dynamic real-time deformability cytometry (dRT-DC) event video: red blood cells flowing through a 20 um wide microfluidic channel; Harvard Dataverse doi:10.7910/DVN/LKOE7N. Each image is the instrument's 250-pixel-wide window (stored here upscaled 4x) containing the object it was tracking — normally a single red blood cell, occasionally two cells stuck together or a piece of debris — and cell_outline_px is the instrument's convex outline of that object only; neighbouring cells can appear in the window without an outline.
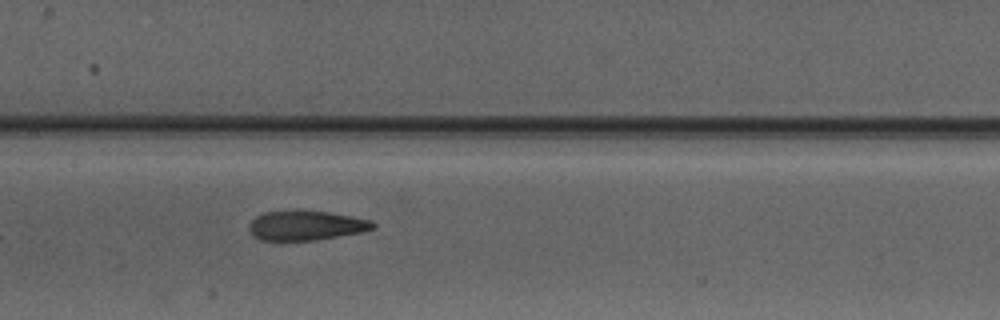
{"species": "Egyptian fruit bat (a non-hibernating species)", "species_latin": "Rousettus aegyptiacus", "temperature_condition": "warm", "stored_images_in_passage": 8, "camera_frame_rate_fps": 3000, "um_per_image_px": 0.085, "animal": {"sex": "male"}, "frame": {"image": 1, "passage_image": 8, "time_ms": 9.333, "image_size_px": [1000, 320], "cell_outline_px": [[376, 228], [360, 232], [316, 240], [260, 240], [252, 236], [248, 228], [248, 224], [256, 216], [264, 212], [328, 212], [352, 216], [372, 220], [376, 224]], "centroid_in_image_um": [26.01, 19.19], "position_along_channel_um": 181.4, "area_um2": 21.04}}